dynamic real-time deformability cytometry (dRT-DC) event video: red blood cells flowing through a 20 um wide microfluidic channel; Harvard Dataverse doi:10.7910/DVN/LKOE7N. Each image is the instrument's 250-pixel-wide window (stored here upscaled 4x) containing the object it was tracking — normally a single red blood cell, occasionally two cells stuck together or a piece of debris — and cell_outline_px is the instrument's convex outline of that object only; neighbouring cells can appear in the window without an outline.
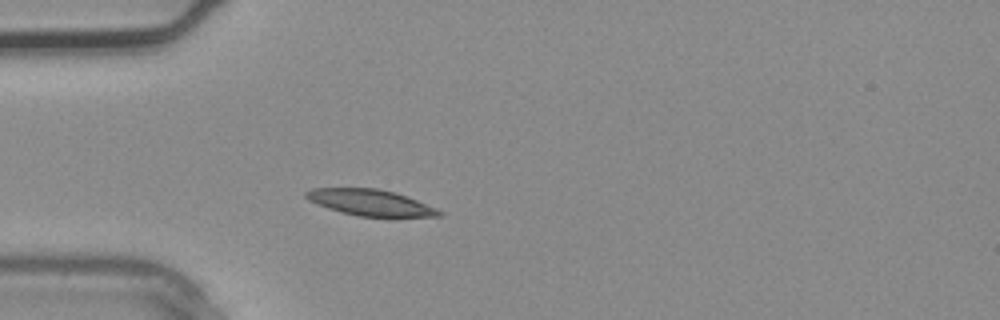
{"species": "common noctule bat (a hibernating species)", "species_latin": "Nyctalus noctula", "temperature_condition": "warm", "stored_images_in_passage": 1, "camera_frame_rate_fps": 3000, "um_per_image_px": 0.085, "animal": {"sex": "male", "body_mass_g": 20.4}, "frame": {"image": 1, "passage_image": 1, "time_ms": 0.0, "image_size_px": [1000, 320], "cell_outline_px": [[444, 216], [356, 216], [340, 212], [316, 204], [308, 200], [304, 196], [304, 192], [312, 188], [376, 188], [396, 192], [436, 208], [444, 212]], "centroid_in_image_um": [31.44, 17.21], "position_along_channel_um": 53.6, "area_um2": 20.23}}